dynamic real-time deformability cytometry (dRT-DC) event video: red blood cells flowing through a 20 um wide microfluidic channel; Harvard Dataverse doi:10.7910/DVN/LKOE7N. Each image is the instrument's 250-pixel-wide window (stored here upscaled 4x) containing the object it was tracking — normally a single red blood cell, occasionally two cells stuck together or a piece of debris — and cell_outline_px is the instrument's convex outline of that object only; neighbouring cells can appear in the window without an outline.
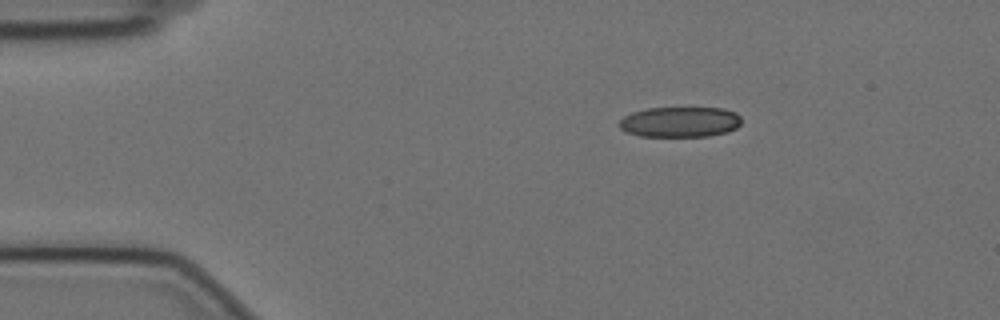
{"species": "Egyptian fruit bat (a non-hibernating species)", "species_latin": "Rousettus aegyptiacus", "temperature_condition": "cold", "stored_images_in_passage": 41, "camera_frame_rate_fps": 3000, "um_per_image_px": 0.085, "animal": {"sex": "female"}, "frame": {"image": 1, "passage_image": 1, "time_ms": 0.0, "image_size_px": [1000, 320], "cell_outline_px": [[740, 124], [736, 128], [728, 132], [708, 136], [640, 136], [624, 132], [616, 124], [624, 116], [632, 112], [648, 108], [724, 108], [736, 112], [740, 116]], "centroid_in_image_um": [57.77, 10.37], "position_along_channel_um": 27.2, "area_um2": 21.85}}
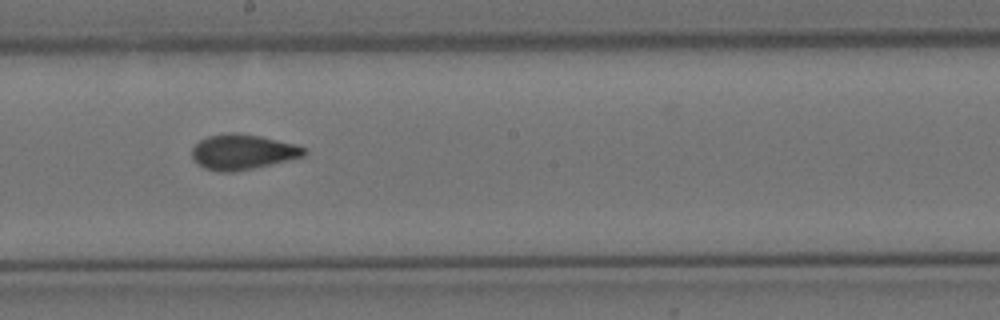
{"frame": {"image": 2, "passage_image": 23, "time_ms": 7.333, "image_size_px": [1000, 320], "cell_outline_px": [[308, 152], [304, 156], [236, 172], [220, 172], [204, 168], [192, 156], [192, 148], [200, 140], [208, 136], [228, 132], [236, 132], [260, 136], [296, 144], [304, 148]], "centroid_in_image_um": [20.63, 12.9], "position_along_channel_um": 227.6, "area_um2": 22.89}}
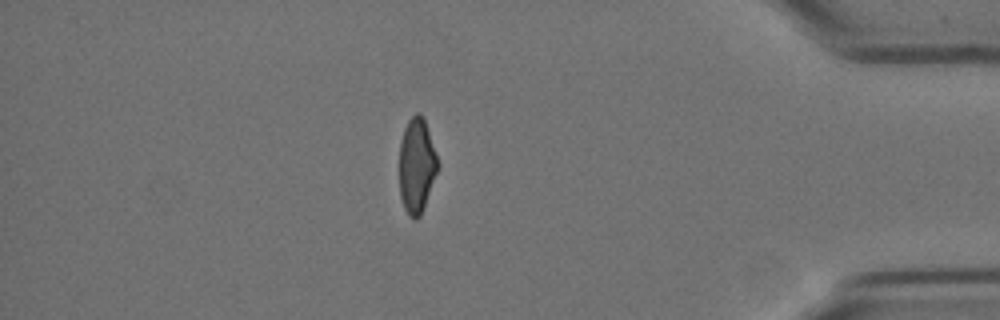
{"frame": {"image": 3, "passage_image": 41, "time_ms": 13.333, "image_size_px": [1000, 320], "cell_outline_px": [[440, 168], [420, 216], [416, 220], [412, 220], [408, 216], [404, 208], [400, 196], [400, 140], [404, 128], [408, 120], [416, 112], [420, 112], [424, 116], [440, 164]], "centroid_in_image_um": [35.44, 14.06], "position_along_channel_um": 399.8, "area_um2": 21.79}, "authors_computed_cell_mechanics": {"area_um2": 22.831, "velocity_mm_per_s": 3.5259, "shape_relaxation_time_tau1_ms": 7.231, "shape_relaxation_time_tau2_ms": 1.5838, "deformation_change_tau1": 0.1665, "deformation_change_tau2": 0.086}}